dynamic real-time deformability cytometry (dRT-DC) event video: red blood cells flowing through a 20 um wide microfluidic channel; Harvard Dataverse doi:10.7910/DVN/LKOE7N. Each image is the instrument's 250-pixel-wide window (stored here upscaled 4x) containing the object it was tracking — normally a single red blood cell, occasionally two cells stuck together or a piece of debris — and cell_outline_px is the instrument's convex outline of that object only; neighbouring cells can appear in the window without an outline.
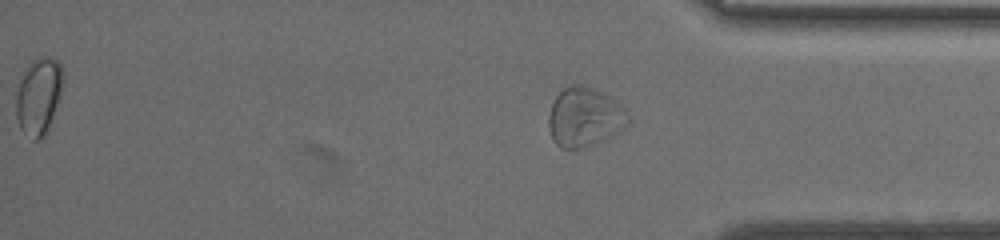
{"species": "common noctule bat (a hibernating species)", "species_latin": "Nyctalus noctula", "temperature_condition": "warm", "stored_images_in_passage": 32, "segment_of_instrument_passage": [2, 2], "camera_frame_rate_fps": 3000, "um_per_image_px": 0.085, "animal": {"sex": "female", "body_mass_g": 19.5, "forearm_length_mm": 54.1}, "frame": {"image": 1, "passage_image": 32, "time_ms": 19.333, "image_size_px": [1000, 240], "cell_outline_px": [[628, 124], [620, 132], [612, 136], [592, 144], [580, 148], [560, 148], [552, 140], [548, 124], [548, 116], [552, 104], [556, 96], [568, 84], [580, 84], [600, 92], [616, 100], [624, 108], [628, 120]], "centroid_in_image_um": [49.67, 9.96], "position_along_channel_um": 385.5, "area_um2": 27.28}}